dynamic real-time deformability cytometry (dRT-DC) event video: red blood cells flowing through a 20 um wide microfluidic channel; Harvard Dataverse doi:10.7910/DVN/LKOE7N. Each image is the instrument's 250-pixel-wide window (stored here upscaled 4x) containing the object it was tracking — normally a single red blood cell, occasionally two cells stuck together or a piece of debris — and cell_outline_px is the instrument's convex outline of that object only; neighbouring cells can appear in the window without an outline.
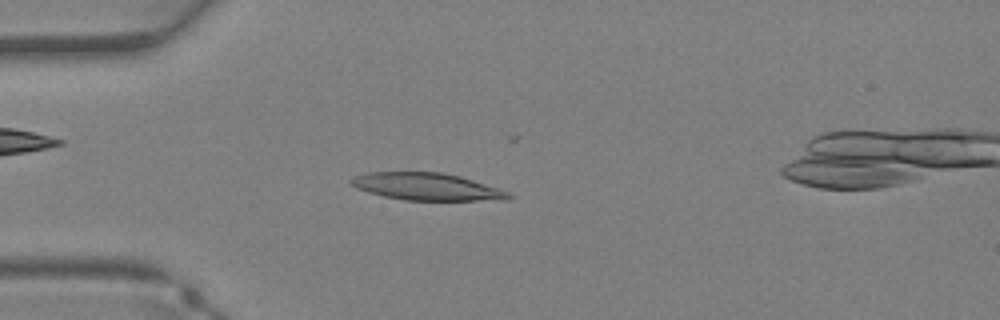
{"species": "Egyptian fruit bat (a non-hibernating species)", "species_latin": "Rousettus aegyptiacus", "temperature_condition": "warm", "stored_images_in_passage": 35, "camera_frame_rate_fps": 3000, "um_per_image_px": 0.085, "animal": {"sex": "female"}, "frame": {"image": 1, "passage_image": 8, "time_ms": 2.333, "image_size_px": [1000, 320], "cell_outline_px": [[512, 196], [508, 200], [404, 200], [384, 196], [368, 192], [356, 188], [348, 180], [356, 176], [368, 172], [444, 172], [460, 176], [508, 192]], "centroid_in_image_um": [36.25, 15.86], "position_along_channel_um": 48.8, "area_um2": 24.8}}
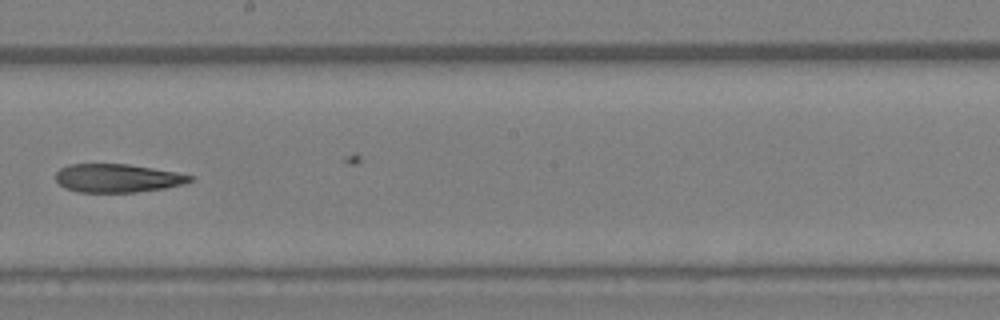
{"frame": {"image": 2, "passage_image": 19, "time_ms": 6.0, "image_size_px": [1000, 320], "cell_outline_px": [[192, 180], [184, 184], [164, 188], [136, 192], [76, 192], [64, 188], [56, 180], [56, 172], [60, 168], [68, 164], [128, 164], [176, 172], [192, 176]], "centroid_in_image_um": [9.94, 15.14], "position_along_channel_um": 238.3, "area_um2": 22.2}}
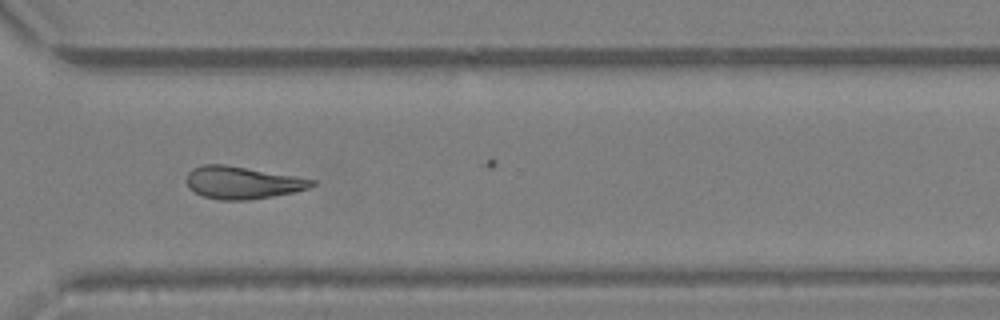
{"frame": {"image": 3, "passage_image": 25, "time_ms": 8.0, "image_size_px": [1000, 320], "cell_outline_px": [[316, 184], [308, 188], [296, 192], [248, 200], [220, 200], [204, 196], [188, 188], [184, 180], [188, 172], [192, 168], [200, 164], [224, 164], [316, 180]], "centroid_in_image_um": [20.55, 15.52], "position_along_channel_um": 350.1, "area_um2": 23.7}}